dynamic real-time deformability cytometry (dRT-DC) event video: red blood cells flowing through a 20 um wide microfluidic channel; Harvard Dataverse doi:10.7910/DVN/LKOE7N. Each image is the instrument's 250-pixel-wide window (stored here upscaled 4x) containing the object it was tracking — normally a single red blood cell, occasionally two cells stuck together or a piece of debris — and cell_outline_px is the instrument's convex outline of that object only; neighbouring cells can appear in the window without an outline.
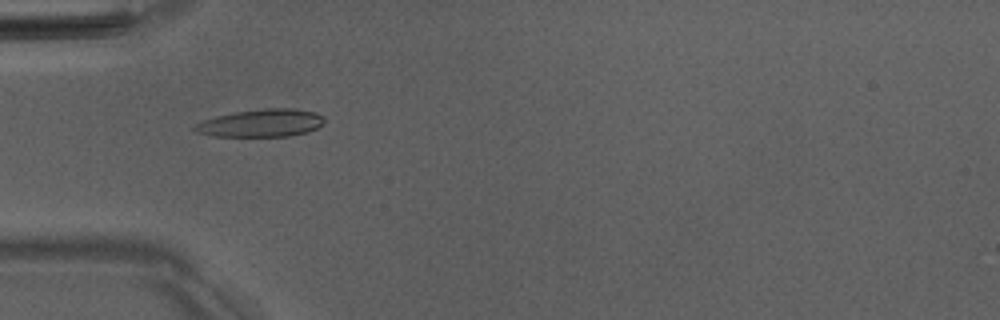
{"species": "Egyptian fruit bat (a non-hibernating species)", "species_latin": "Rousettus aegyptiacus", "temperature_condition": "room temperature", "stored_images_in_passage": 41, "camera_frame_rate_fps": 3000, "um_per_image_px": 0.085, "animal": {"sex": "male"}, "frame": {"image": 1, "passage_image": 6, "time_ms": 1.667, "image_size_px": [1000, 320], "cell_outline_px": [[324, 124], [308, 132], [288, 136], [212, 136], [196, 132], [192, 128], [196, 124], [204, 120], [216, 116], [232, 112], [264, 108], [292, 108], [316, 112], [324, 116]], "centroid_in_image_um": [22.22, 10.45], "position_along_channel_um": 62.8, "area_um2": 21.04}}
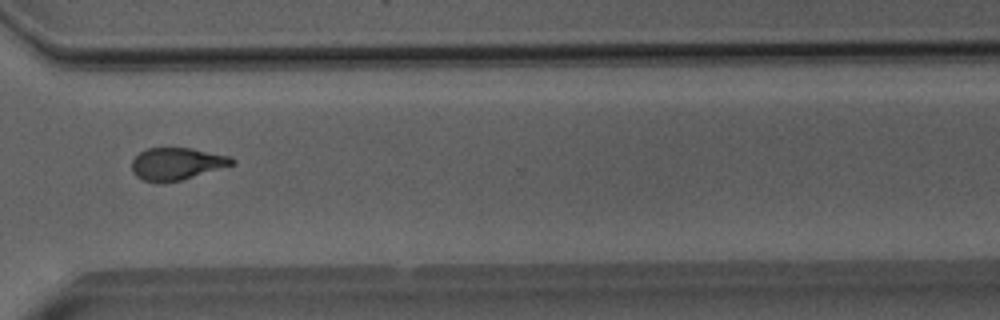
{"frame": {"image": 2, "passage_image": 28, "time_ms": 9.0, "image_size_px": [1000, 320], "cell_outline_px": [[236, 164], [180, 180], [160, 184], [144, 180], [136, 176], [132, 172], [132, 160], [140, 152], [148, 148], [192, 148], [232, 156], [236, 160]], "centroid_in_image_um": [15.05, 13.92], "position_along_channel_um": 355.6, "area_um2": 19.02}}
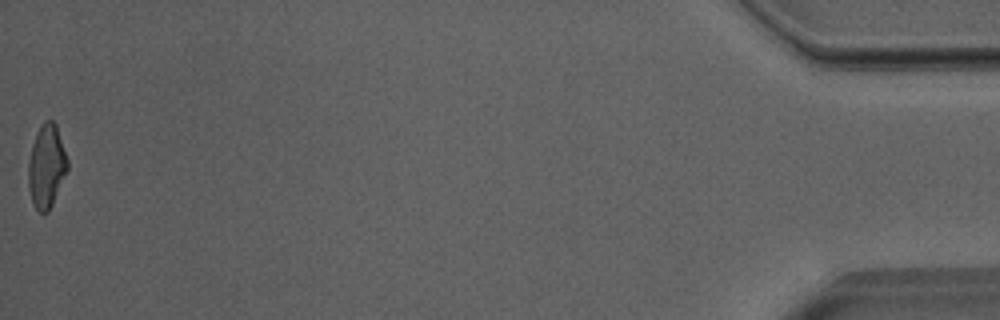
{"frame": {"image": 3, "passage_image": 41, "time_ms": 13.333, "image_size_px": [1000, 320], "cell_outline_px": [[68, 168], [52, 204], [48, 212], [40, 212], [36, 208], [32, 200], [28, 184], [28, 164], [32, 144], [40, 124], [44, 120], [52, 120], [56, 124], [68, 160]], "centroid_in_image_um": [3.95, 14.09], "position_along_channel_um": 431.3, "area_um2": 18.79}, "authors_computed_cell_mechanics": {"area_um2": 19.363, "velocity_mm_per_s": 4.0234, "shape_relaxation_time_tau1_ms": 4.7566, "shape_relaxation_time_tau2_ms": 2.449, "deformation_change_tau1": 0.1783, "deformation_change_tau2": 0.1032}}